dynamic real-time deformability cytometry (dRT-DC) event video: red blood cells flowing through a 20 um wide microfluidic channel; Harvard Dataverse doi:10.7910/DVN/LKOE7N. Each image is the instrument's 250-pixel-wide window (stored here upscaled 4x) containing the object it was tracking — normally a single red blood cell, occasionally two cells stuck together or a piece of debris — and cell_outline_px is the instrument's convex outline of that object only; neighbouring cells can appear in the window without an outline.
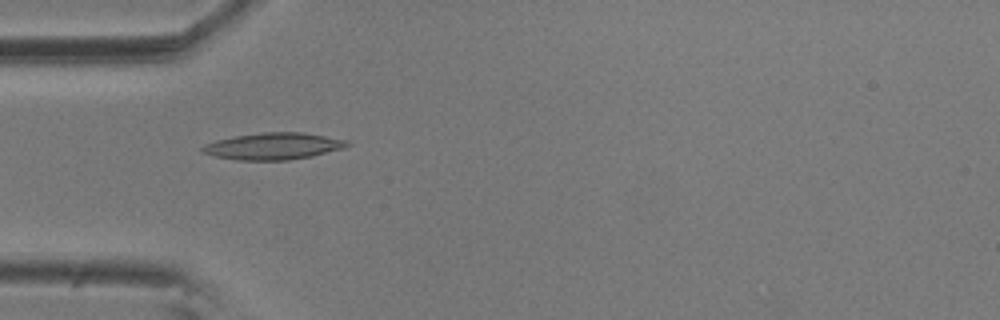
{"species": "common noctule bat (a hibernating species)", "species_latin": "Nyctalus noctula", "temperature_condition": "room temperature", "stored_images_in_passage": 6, "camera_frame_rate_fps": 3000, "um_per_image_px": 0.085, "animal": {"sex": "male", "body_mass_g": 20.5, "forearm_length_mm": 52.5}, "frame": {"image": 1, "passage_image": 5, "time_ms": 1.333, "image_size_px": [1000, 320], "cell_outline_px": [[352, 144], [344, 148], [312, 156], [288, 160], [240, 160], [216, 156], [200, 152], [200, 148], [204, 144], [216, 140], [232, 136], [264, 132], [304, 132], [348, 140]], "centroid_in_image_um": [23.24, 12.41], "position_along_channel_um": 61.8, "area_um2": 22.72}}
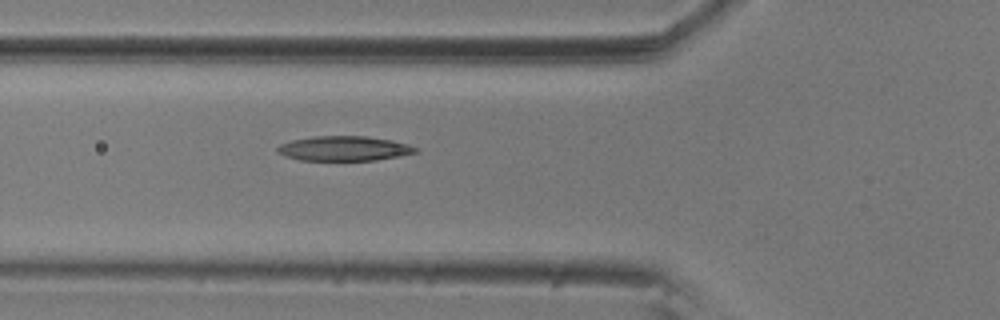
{"frame": {"image": 2, "passage_image": 6, "time_ms": 1.667, "image_size_px": [1000, 320], "cell_outline_px": [[420, 152], [400, 156], [376, 160], [300, 160], [284, 156], [276, 152], [276, 148], [280, 144], [292, 140], [316, 136], [364, 136], [392, 140], [408, 144], [416, 148]], "centroid_in_image_um": [29.24, 12.62], "position_along_channel_um": 96.6, "area_um2": 19.94}}